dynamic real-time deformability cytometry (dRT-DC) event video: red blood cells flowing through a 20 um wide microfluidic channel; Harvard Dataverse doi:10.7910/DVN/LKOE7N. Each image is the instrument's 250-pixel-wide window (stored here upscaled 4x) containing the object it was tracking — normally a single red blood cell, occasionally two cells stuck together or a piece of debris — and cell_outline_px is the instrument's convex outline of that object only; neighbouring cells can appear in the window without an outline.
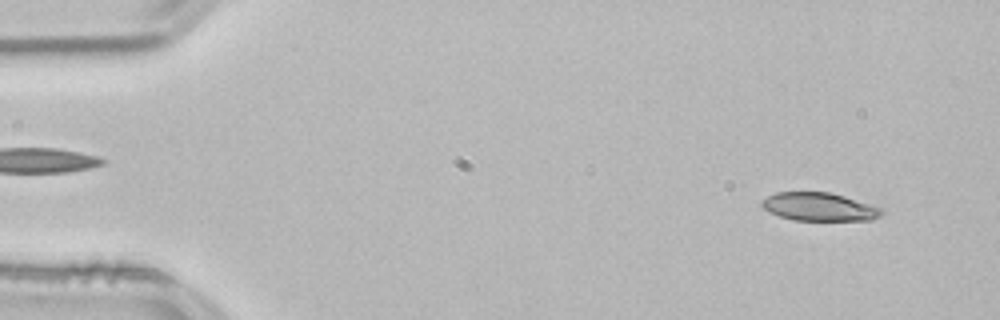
{"species": "common noctule bat (a hibernating species)", "species_latin": "Nyctalus noctula", "temperature_condition": "room temperature", "stored_images_in_passage": 52, "camera_frame_rate_fps": 3000, "um_per_image_px": 0.085, "animal": {"sex": "male", "body_mass_g": 21.5, "forearm_length_mm": 52.0}, "frame": {"image": 1, "passage_image": 4, "time_ms": 1.0, "image_size_px": [1000, 320], "cell_outline_px": [[884, 212], [880, 216], [872, 220], [792, 220], [768, 212], [760, 204], [760, 200], [776, 192], [828, 192], [844, 196], [880, 208]], "centroid_in_image_um": [69.58, 17.58], "position_along_channel_um": 15.4, "area_um2": 19.59}}
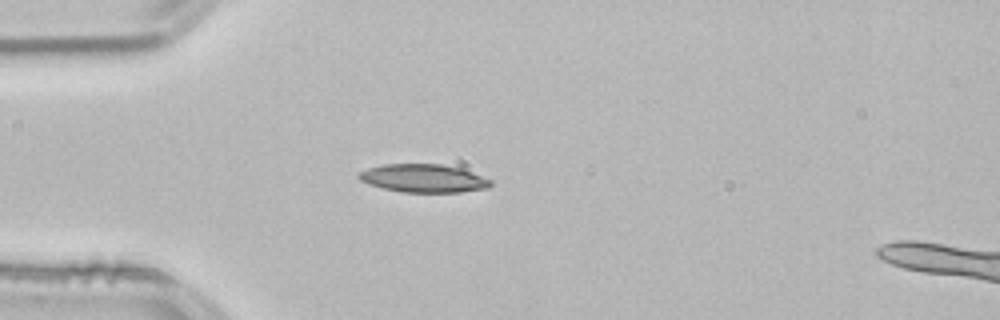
{"frame": {"image": 2, "passage_image": 14, "time_ms": 4.333, "image_size_px": [1000, 320], "cell_outline_px": [[492, 184], [488, 188], [460, 192], [400, 192], [368, 184], [360, 180], [356, 176], [356, 172], [368, 168], [384, 164], [440, 164], [460, 168], [492, 180]], "centroid_in_image_um": [35.95, 15.15], "position_along_channel_um": 49.0, "area_um2": 21.68}}
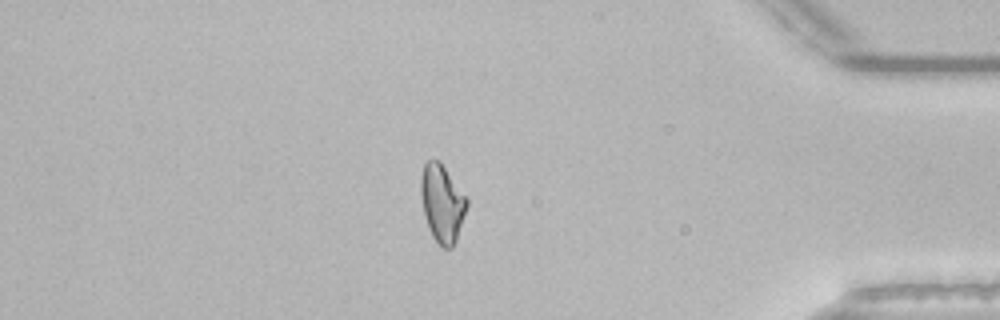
{"frame": {"image": 3, "passage_image": 45, "time_ms": 14.667, "image_size_px": [1000, 320], "cell_outline_px": [[468, 204], [456, 240], [452, 248], [444, 248], [432, 236], [428, 228], [424, 212], [420, 192], [420, 180], [424, 164], [428, 160], [440, 160], [468, 200]], "centroid_in_image_um": [37.57, 17.26], "position_along_channel_um": 397.6, "area_um2": 20.58}, "authors_computed_cell_mechanics": {"area_um2": 20.808, "velocity_mm_per_s": 3.8327, "shape_relaxation_time_tau1_ms": 5.9889, "shape_relaxation_time_tau2_ms": 5.2149, "deformation_change_tau1": 0.1537, "deformation_change_tau2": 0.1048}}